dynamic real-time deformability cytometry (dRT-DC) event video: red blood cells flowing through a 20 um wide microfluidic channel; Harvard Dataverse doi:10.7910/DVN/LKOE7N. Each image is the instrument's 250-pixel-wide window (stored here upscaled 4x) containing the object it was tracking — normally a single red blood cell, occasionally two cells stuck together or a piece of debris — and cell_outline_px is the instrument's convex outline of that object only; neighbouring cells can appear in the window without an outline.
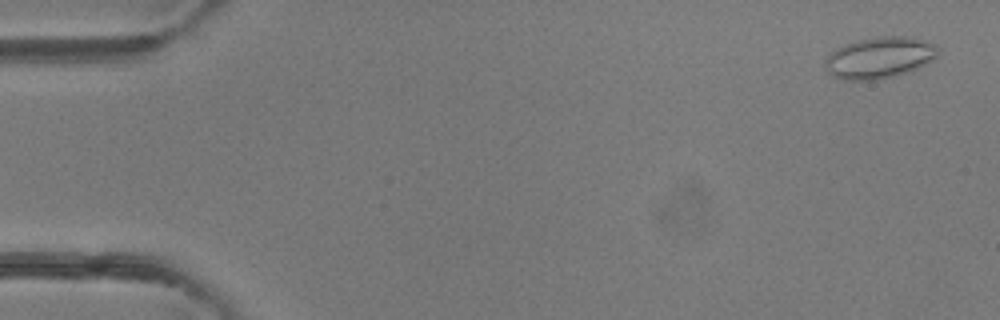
{"species": "common noctule bat (a hibernating species)", "species_latin": "Nyctalus noctula", "temperature_condition": "room temperature", "stored_images_in_passage": 48, "camera_frame_rate_fps": 3000, "um_per_image_px": 0.085, "animal": {"sex": "female"}, "frame": {"image": 1, "passage_image": 2, "time_ms": 0.333, "image_size_px": [1000, 320], "cell_outline_px": [[940, 48], [936, 56], [932, 60], [908, 72], [876, 80], [844, 80], [832, 76], [828, 72], [824, 64], [824, 60], [828, 52], [836, 48], [860, 40], [880, 36], [908, 36], [924, 40]], "centroid_in_image_um": [74.72, 4.9], "position_along_channel_um": 10.3, "area_um2": 27.17}}
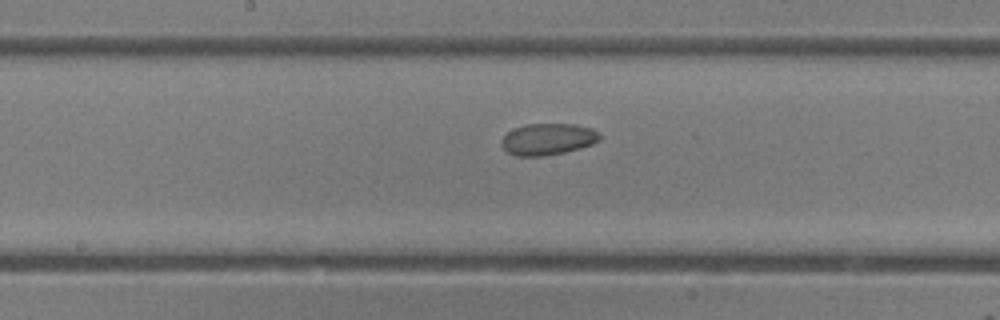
{"frame": {"image": 2, "passage_image": 25, "time_ms": 8.0, "image_size_px": [1000, 320], "cell_outline_px": [[600, 140], [592, 144], [580, 148], [564, 152], [544, 156], [516, 156], [508, 152], [500, 144], [500, 140], [512, 128], [524, 124], [572, 124], [592, 128], [600, 132]], "centroid_in_image_um": [46.55, 11.82], "position_along_channel_um": 201.6, "area_um2": 18.21}}
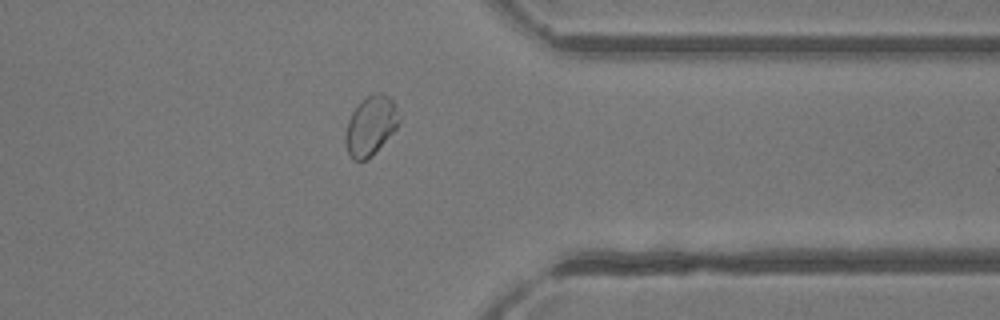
{"frame": {"image": 3, "passage_image": 38, "time_ms": 12.333, "image_size_px": [1000, 320], "cell_outline_px": [[400, 120], [396, 128], [372, 156], [364, 160], [352, 160], [348, 152], [344, 140], [344, 136], [348, 120], [352, 112], [368, 96], [380, 92], [388, 96], [392, 100], [396, 108]], "centroid_in_image_um": [31.49, 10.71], "position_along_channel_um": 379.9, "area_um2": 18.15}, "authors_computed_cell_mechanics": {"area_um2": 19.7387, "velocity_mm_per_s": 4.3086, "shape_relaxation_time_tau1_ms": 2.3701, "shape_relaxation_time_tau2_ms": 2.664, "deformation_change_tau1": 0.0874, "deformation_change_tau2": 0.0364}}